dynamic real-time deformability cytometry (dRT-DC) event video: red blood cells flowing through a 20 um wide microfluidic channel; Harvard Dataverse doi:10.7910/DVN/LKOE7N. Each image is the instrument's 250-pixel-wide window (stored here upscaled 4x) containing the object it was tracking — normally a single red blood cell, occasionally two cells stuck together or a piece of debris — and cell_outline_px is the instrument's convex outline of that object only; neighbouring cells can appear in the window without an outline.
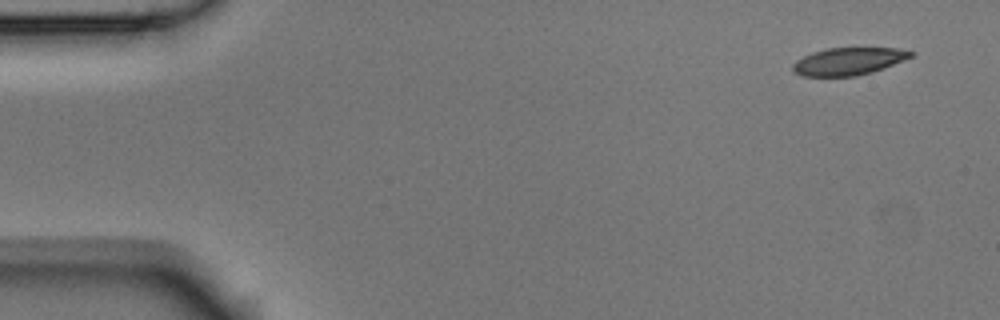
{"species": "Egyptian fruit bat (a non-hibernating species)", "species_latin": "Rousettus aegyptiacus", "temperature_condition": "room temperature", "stored_images_in_passage": 5, "camera_frame_rate_fps": 3000, "um_per_image_px": 0.085, "animal": {"sex": "male"}, "frame": {"image": 1, "passage_image": 1, "time_ms": 0.0, "image_size_px": [1000, 320], "cell_outline_px": [[916, 56], [884, 68], [872, 72], [856, 76], [800, 76], [792, 72], [792, 64], [796, 60], [812, 52], [824, 48], [896, 48], [916, 52]], "centroid_in_image_um": [72.13, 5.21], "position_along_channel_um": 12.9, "area_um2": 19.19}}
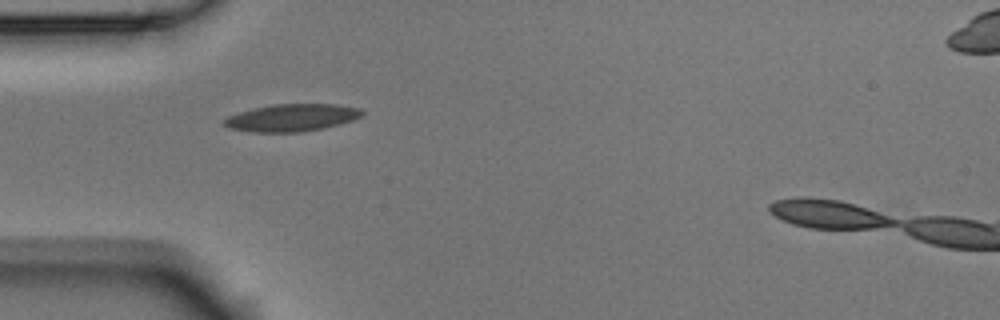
{"frame": {"image": 2, "passage_image": 4, "time_ms": 1.0, "image_size_px": [1000, 320], "cell_outline_px": [[364, 112], [360, 116], [352, 120], [340, 124], [324, 128], [300, 132], [256, 132], [228, 128], [224, 124], [224, 120], [228, 116], [240, 112], [272, 104], [336, 104], [360, 108]], "centroid_in_image_um": [24.82, 10.0], "position_along_channel_um": 60.2, "area_um2": 21.79}}